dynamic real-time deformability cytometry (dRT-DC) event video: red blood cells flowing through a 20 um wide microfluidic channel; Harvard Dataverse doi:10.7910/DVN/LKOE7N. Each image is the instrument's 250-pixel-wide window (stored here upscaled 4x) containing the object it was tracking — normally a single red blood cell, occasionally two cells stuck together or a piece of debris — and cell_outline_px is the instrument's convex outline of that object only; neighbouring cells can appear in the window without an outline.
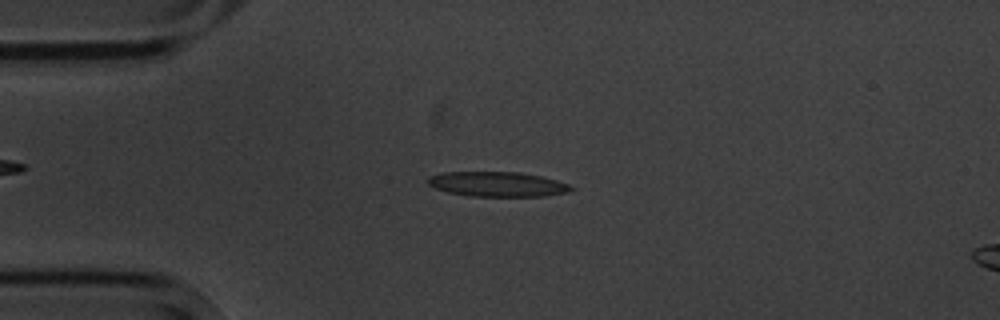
{"species": "common noctule bat (a hibernating species)", "species_latin": "Nyctalus noctula", "temperature_condition": "cold", "stored_images_in_passage": 9, "camera_frame_rate_fps": 3000, "um_per_image_px": 0.085, "animal": {"sex": "male", "body_mass_g": 20.1, "forearm_length_mm": 53.5}, "frame": {"image": 1, "passage_image": 2, "time_ms": 1.0, "image_size_px": [1000, 320], "cell_outline_px": [[576, 188], [568, 192], [544, 196], [468, 196], [448, 192], [436, 188], [428, 184], [428, 176], [440, 172], [520, 172], [540, 176], [556, 180], [568, 184]], "centroid_in_image_um": [42.27, 15.65], "position_along_channel_um": 42.7, "area_um2": 20.75}}
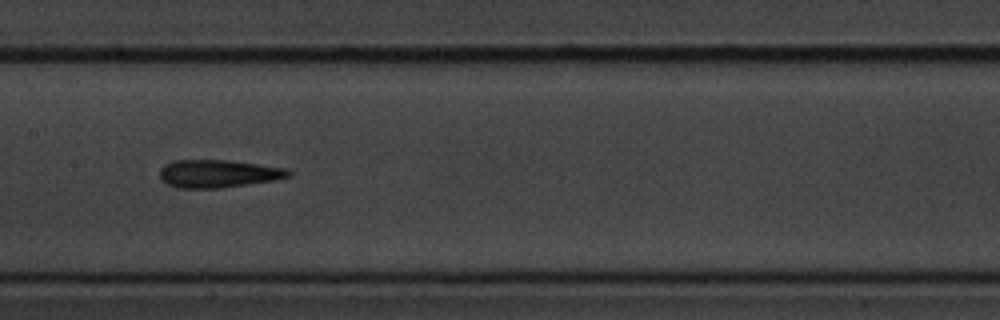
{"frame": {"image": 2, "passage_image": 6, "time_ms": 5.667, "image_size_px": [1000, 320], "cell_outline_px": [[292, 176], [276, 180], [220, 188], [176, 188], [168, 184], [160, 176], [160, 168], [164, 164], [172, 160], [228, 160], [288, 168], [292, 172]], "centroid_in_image_um": [18.58, 14.75], "position_along_channel_um": 188.8, "area_um2": 21.04}}
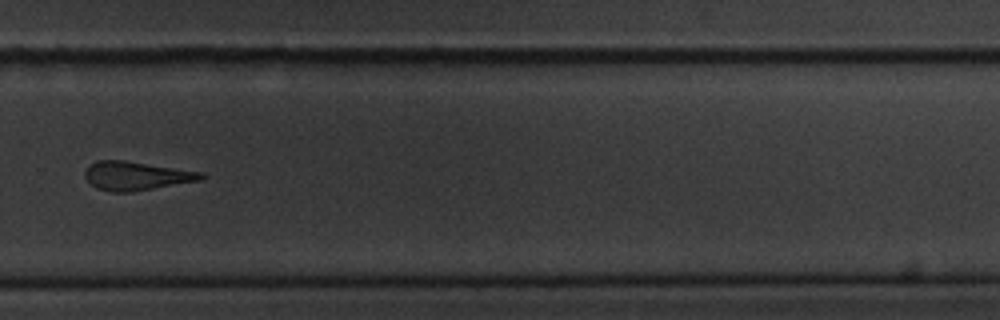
{"frame": {"image": 3, "passage_image": 9, "time_ms": 9.333, "image_size_px": [1000, 320], "cell_outline_px": [[208, 176], [200, 180], [132, 192], [108, 192], [96, 188], [84, 176], [84, 172], [88, 164], [96, 160], [124, 160], [204, 172]], "centroid_in_image_um": [11.57, 14.94], "position_along_channel_um": 318.2, "area_um2": 19.65}}